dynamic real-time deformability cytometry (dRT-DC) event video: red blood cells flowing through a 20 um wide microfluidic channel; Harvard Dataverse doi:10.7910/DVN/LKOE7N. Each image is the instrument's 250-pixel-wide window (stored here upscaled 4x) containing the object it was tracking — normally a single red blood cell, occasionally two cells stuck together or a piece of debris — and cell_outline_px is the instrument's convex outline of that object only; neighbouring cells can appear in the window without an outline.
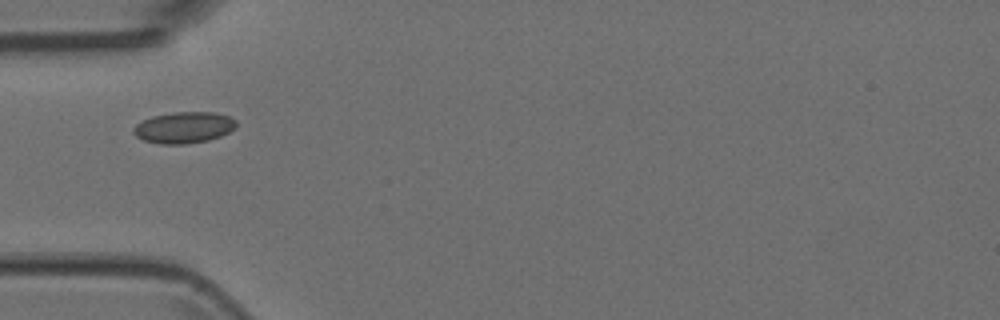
{"species": "Egyptian fruit bat (a non-hibernating species)", "species_latin": "Rousettus aegyptiacus", "temperature_condition": "room temperature", "stored_images_in_passage": 5, "camera_frame_rate_fps": 3000, "um_per_image_px": 0.085, "animal": {"sex": "female"}, "frame": {"image": 1, "passage_image": 1, "time_ms": 0.0, "image_size_px": [1000, 320], "cell_outline_px": [[236, 128], [220, 136], [208, 140], [184, 144], [160, 144], [144, 140], [136, 136], [132, 132], [132, 128], [136, 124], [152, 116], [172, 112], [216, 112], [228, 116], [236, 120]], "centroid_in_image_um": [15.62, 10.83], "position_along_channel_um": 69.4, "area_um2": 18.79}}
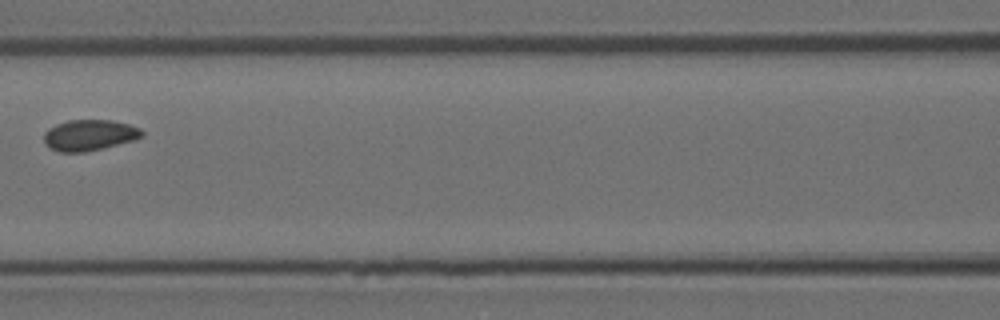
{"frame": {"image": 2, "passage_image": 3, "time_ms": 0.667, "image_size_px": [1000, 320], "cell_outline_px": [[144, 136], [136, 140], [84, 152], [60, 152], [48, 148], [44, 144], [44, 132], [48, 128], [56, 124], [68, 120], [112, 120], [128, 124], [140, 128], [144, 132]], "centroid_in_image_um": [7.59, 11.49], "position_along_channel_um": 159.0, "area_um2": 17.86}}
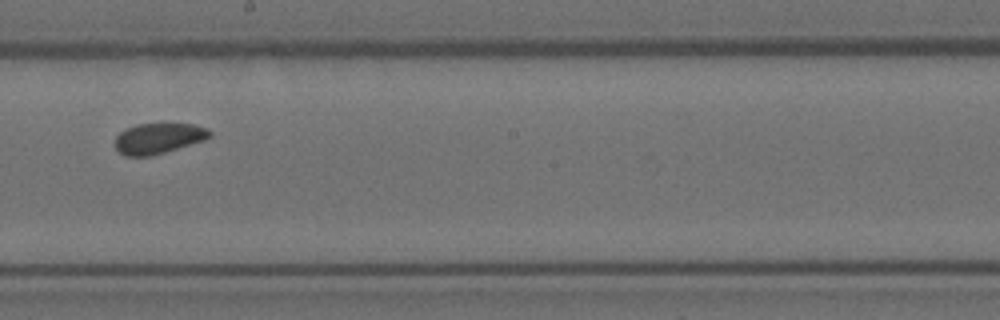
{"frame": {"image": 3, "passage_image": 5, "time_ms": 1.333, "image_size_px": [1000, 320], "cell_outline_px": [[212, 136], [204, 140], [164, 152], [148, 156], [124, 156], [116, 148], [116, 136], [124, 128], [136, 124], [192, 124], [208, 128], [212, 132]], "centroid_in_image_um": [13.47, 11.75], "position_along_channel_um": 234.7, "area_um2": 16.76}}